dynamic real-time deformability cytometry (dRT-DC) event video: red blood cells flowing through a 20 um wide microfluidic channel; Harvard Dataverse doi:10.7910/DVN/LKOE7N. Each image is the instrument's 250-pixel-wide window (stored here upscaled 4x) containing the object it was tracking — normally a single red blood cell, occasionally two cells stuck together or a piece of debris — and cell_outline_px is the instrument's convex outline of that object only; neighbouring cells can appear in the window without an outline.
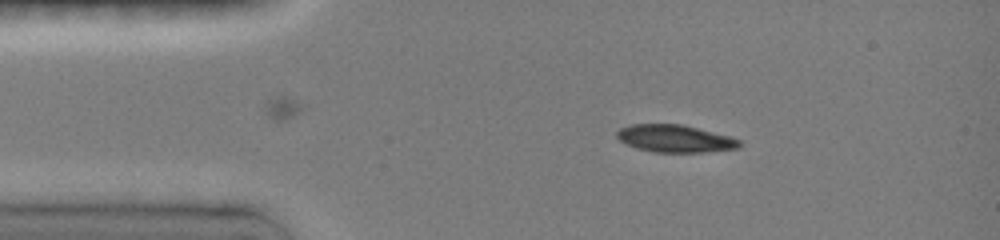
{"species": "common noctule bat (a hibernating species)", "species_latin": "Nyctalus noctula", "temperature_condition": "room temperature", "stored_images_in_passage": 10, "camera_frame_rate_fps": 3000, "um_per_image_px": 0.085, "animal": {"sex": "female", "body_mass_g": 19.0, "forearm_length_mm": 51.5}, "frame": {"image": 1, "passage_image": 1, "time_ms": 0.0, "image_size_px": [1000, 240], "cell_outline_px": [[744, 144], [740, 148], [704, 152], [652, 152], [636, 148], [620, 140], [616, 136], [616, 132], [620, 128], [632, 124], [684, 124], [732, 136], [740, 140]], "centroid_in_image_um": [57.44, 11.77], "position_along_channel_um": 27.6, "area_um2": 19.88}}
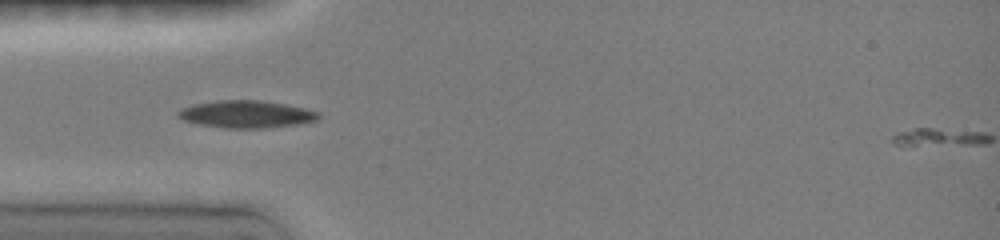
{"frame": {"image": 2, "passage_image": 5, "time_ms": 1.333, "image_size_px": [1000, 240], "cell_outline_px": [[320, 116], [316, 120], [300, 124], [264, 128], [224, 128], [196, 124], [184, 120], [176, 116], [176, 112], [180, 108], [192, 104], [216, 100], [260, 100], [284, 104], [304, 108], [320, 112]], "centroid_in_image_um": [20.89, 9.71], "position_along_channel_um": 64.1, "area_um2": 22.6}}